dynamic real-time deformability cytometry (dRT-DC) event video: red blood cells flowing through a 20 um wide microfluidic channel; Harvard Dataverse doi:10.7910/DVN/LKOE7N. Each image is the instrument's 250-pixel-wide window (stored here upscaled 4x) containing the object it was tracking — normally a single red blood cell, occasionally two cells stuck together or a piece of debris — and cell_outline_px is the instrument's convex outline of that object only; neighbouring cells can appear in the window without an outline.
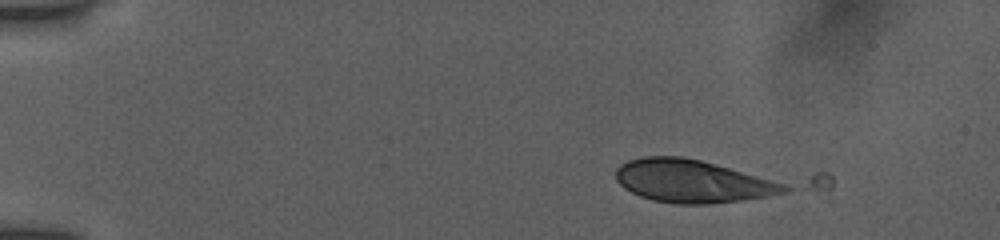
{"species": "human", "species_latin": "Homo sapiens", "temperature_condition": "room temperature", "stored_images_in_passage": 2, "camera_frame_rate_fps": 3000, "um_per_image_px": 0.085, "donor": {"sex": "female"}, "frame": {"image": 1, "passage_image": 1, "time_ms": 0.0, "image_size_px": [1000, 240], "cell_outline_px": [[792, 188], [788, 192], [768, 196], [740, 200], [708, 204], [676, 204], [652, 200], [640, 196], [624, 188], [616, 180], [616, 168], [620, 164], [628, 160], [640, 156], [680, 156], [700, 160], [784, 184]], "centroid_in_image_um": [58.77, 15.4], "position_along_channel_um": 26.2, "area_um2": 41.56}}